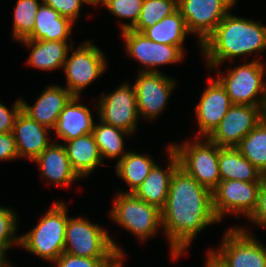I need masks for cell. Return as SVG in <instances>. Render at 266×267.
Segmentation results:
<instances>
[{"label":"cell","instance_id":"obj_1","mask_svg":"<svg viewBox=\"0 0 266 267\" xmlns=\"http://www.w3.org/2000/svg\"><path fill=\"white\" fill-rule=\"evenodd\" d=\"M217 222L220 223L213 212L212 191L178 167L162 208V228L172 258H180L199 232Z\"/></svg>","mask_w":266,"mask_h":267},{"label":"cell","instance_id":"obj_2","mask_svg":"<svg viewBox=\"0 0 266 267\" xmlns=\"http://www.w3.org/2000/svg\"><path fill=\"white\" fill-rule=\"evenodd\" d=\"M201 48L208 68L213 71L226 60L265 51L266 26L229 12Z\"/></svg>","mask_w":266,"mask_h":267},{"label":"cell","instance_id":"obj_3","mask_svg":"<svg viewBox=\"0 0 266 267\" xmlns=\"http://www.w3.org/2000/svg\"><path fill=\"white\" fill-rule=\"evenodd\" d=\"M67 212V205L61 201L54 202L36 226L21 236L20 247L44 260L54 262L64 252L69 217Z\"/></svg>","mask_w":266,"mask_h":267},{"label":"cell","instance_id":"obj_4","mask_svg":"<svg viewBox=\"0 0 266 267\" xmlns=\"http://www.w3.org/2000/svg\"><path fill=\"white\" fill-rule=\"evenodd\" d=\"M203 139L195 137L193 142L186 140L183 144L173 143L171 149L177 154L179 167L212 191L221 180L218 166L221 147L207 137L204 142Z\"/></svg>","mask_w":266,"mask_h":267},{"label":"cell","instance_id":"obj_5","mask_svg":"<svg viewBox=\"0 0 266 267\" xmlns=\"http://www.w3.org/2000/svg\"><path fill=\"white\" fill-rule=\"evenodd\" d=\"M109 215L111 220L140 241L156 235L159 226L162 227V210L140 200L133 193H118Z\"/></svg>","mask_w":266,"mask_h":267},{"label":"cell","instance_id":"obj_6","mask_svg":"<svg viewBox=\"0 0 266 267\" xmlns=\"http://www.w3.org/2000/svg\"><path fill=\"white\" fill-rule=\"evenodd\" d=\"M64 252L84 258H110L123 250L105 228L83 217H68Z\"/></svg>","mask_w":266,"mask_h":267},{"label":"cell","instance_id":"obj_7","mask_svg":"<svg viewBox=\"0 0 266 267\" xmlns=\"http://www.w3.org/2000/svg\"><path fill=\"white\" fill-rule=\"evenodd\" d=\"M266 64L253 59L251 62L220 73L217 79L233 104L266 107ZM225 74V75H224Z\"/></svg>","mask_w":266,"mask_h":267},{"label":"cell","instance_id":"obj_8","mask_svg":"<svg viewBox=\"0 0 266 267\" xmlns=\"http://www.w3.org/2000/svg\"><path fill=\"white\" fill-rule=\"evenodd\" d=\"M65 60L63 70L66 76L65 88L73 95L80 96L82 89L95 82L107 69L104 53L92 41L83 42Z\"/></svg>","mask_w":266,"mask_h":267},{"label":"cell","instance_id":"obj_9","mask_svg":"<svg viewBox=\"0 0 266 267\" xmlns=\"http://www.w3.org/2000/svg\"><path fill=\"white\" fill-rule=\"evenodd\" d=\"M248 231L230 228L223 234L219 249L212 248L227 267H266V247Z\"/></svg>","mask_w":266,"mask_h":267},{"label":"cell","instance_id":"obj_10","mask_svg":"<svg viewBox=\"0 0 266 267\" xmlns=\"http://www.w3.org/2000/svg\"><path fill=\"white\" fill-rule=\"evenodd\" d=\"M260 181L220 180L212 190L213 212L221 221L227 213L248 218L256 208Z\"/></svg>","mask_w":266,"mask_h":267},{"label":"cell","instance_id":"obj_11","mask_svg":"<svg viewBox=\"0 0 266 267\" xmlns=\"http://www.w3.org/2000/svg\"><path fill=\"white\" fill-rule=\"evenodd\" d=\"M237 0H177V9L191 33L198 35L201 44L214 32L218 24L235 7Z\"/></svg>","mask_w":266,"mask_h":267},{"label":"cell","instance_id":"obj_12","mask_svg":"<svg viewBox=\"0 0 266 267\" xmlns=\"http://www.w3.org/2000/svg\"><path fill=\"white\" fill-rule=\"evenodd\" d=\"M99 120L133 135L139 118L134 86L125 82L112 93L103 94L98 102Z\"/></svg>","mask_w":266,"mask_h":267},{"label":"cell","instance_id":"obj_13","mask_svg":"<svg viewBox=\"0 0 266 267\" xmlns=\"http://www.w3.org/2000/svg\"><path fill=\"white\" fill-rule=\"evenodd\" d=\"M265 116L266 107L233 104L207 138L219 147H237Z\"/></svg>","mask_w":266,"mask_h":267},{"label":"cell","instance_id":"obj_14","mask_svg":"<svg viewBox=\"0 0 266 267\" xmlns=\"http://www.w3.org/2000/svg\"><path fill=\"white\" fill-rule=\"evenodd\" d=\"M129 56L144 65L140 72H159L156 67L181 62L184 53L177 47L157 43L132 29L121 31Z\"/></svg>","mask_w":266,"mask_h":267},{"label":"cell","instance_id":"obj_15","mask_svg":"<svg viewBox=\"0 0 266 267\" xmlns=\"http://www.w3.org/2000/svg\"><path fill=\"white\" fill-rule=\"evenodd\" d=\"M175 85V79L173 80L160 71H139L133 84L139 117L152 120L161 114Z\"/></svg>","mask_w":266,"mask_h":267},{"label":"cell","instance_id":"obj_16","mask_svg":"<svg viewBox=\"0 0 266 267\" xmlns=\"http://www.w3.org/2000/svg\"><path fill=\"white\" fill-rule=\"evenodd\" d=\"M210 81L209 86L204 89L200 101L196 104L195 110L200 133L196 134V137H208L233 105L221 82L217 78Z\"/></svg>","mask_w":266,"mask_h":267},{"label":"cell","instance_id":"obj_17","mask_svg":"<svg viewBox=\"0 0 266 267\" xmlns=\"http://www.w3.org/2000/svg\"><path fill=\"white\" fill-rule=\"evenodd\" d=\"M72 97L73 95L65 87L51 85L46 87L33 106L21 99V111L39 124L53 130L59 114Z\"/></svg>","mask_w":266,"mask_h":267},{"label":"cell","instance_id":"obj_18","mask_svg":"<svg viewBox=\"0 0 266 267\" xmlns=\"http://www.w3.org/2000/svg\"><path fill=\"white\" fill-rule=\"evenodd\" d=\"M49 129L21 111L12 130L19 158H37L52 143L47 136L51 131Z\"/></svg>","mask_w":266,"mask_h":267},{"label":"cell","instance_id":"obj_19","mask_svg":"<svg viewBox=\"0 0 266 267\" xmlns=\"http://www.w3.org/2000/svg\"><path fill=\"white\" fill-rule=\"evenodd\" d=\"M168 156L170 161L167 169L155 164L143 183L133 192L140 200L161 210L166 204L172 174L179 167L177 154L171 149V145H168Z\"/></svg>","mask_w":266,"mask_h":267},{"label":"cell","instance_id":"obj_20","mask_svg":"<svg viewBox=\"0 0 266 267\" xmlns=\"http://www.w3.org/2000/svg\"><path fill=\"white\" fill-rule=\"evenodd\" d=\"M33 161L39 165L42 177L53 185L66 187L81 179L70 164L64 144L51 143Z\"/></svg>","mask_w":266,"mask_h":267},{"label":"cell","instance_id":"obj_21","mask_svg":"<svg viewBox=\"0 0 266 267\" xmlns=\"http://www.w3.org/2000/svg\"><path fill=\"white\" fill-rule=\"evenodd\" d=\"M81 96H73L61 111L53 129L59 139L70 141L93 132L94 121L91 111L79 104Z\"/></svg>","mask_w":266,"mask_h":267},{"label":"cell","instance_id":"obj_22","mask_svg":"<svg viewBox=\"0 0 266 267\" xmlns=\"http://www.w3.org/2000/svg\"><path fill=\"white\" fill-rule=\"evenodd\" d=\"M28 48H32L27 64L39 70L52 71L57 68H63L67 54L70 52L74 42L71 41H45V40H28L20 41ZM70 46V47H69Z\"/></svg>","mask_w":266,"mask_h":267},{"label":"cell","instance_id":"obj_23","mask_svg":"<svg viewBox=\"0 0 266 267\" xmlns=\"http://www.w3.org/2000/svg\"><path fill=\"white\" fill-rule=\"evenodd\" d=\"M65 144L70 164L80 178L89 177L98 165H103L93 133L65 141Z\"/></svg>","mask_w":266,"mask_h":267},{"label":"cell","instance_id":"obj_24","mask_svg":"<svg viewBox=\"0 0 266 267\" xmlns=\"http://www.w3.org/2000/svg\"><path fill=\"white\" fill-rule=\"evenodd\" d=\"M73 23L42 2L36 13L33 32L27 39L67 41L71 35Z\"/></svg>","mask_w":266,"mask_h":267},{"label":"cell","instance_id":"obj_25","mask_svg":"<svg viewBox=\"0 0 266 267\" xmlns=\"http://www.w3.org/2000/svg\"><path fill=\"white\" fill-rule=\"evenodd\" d=\"M218 166L221 180L261 181L263 173L251 164L236 147H221Z\"/></svg>","mask_w":266,"mask_h":267},{"label":"cell","instance_id":"obj_26","mask_svg":"<svg viewBox=\"0 0 266 267\" xmlns=\"http://www.w3.org/2000/svg\"><path fill=\"white\" fill-rule=\"evenodd\" d=\"M148 39L157 43L177 46L183 53L185 37L189 32L186 21L177 9L153 26L142 32Z\"/></svg>","mask_w":266,"mask_h":267},{"label":"cell","instance_id":"obj_27","mask_svg":"<svg viewBox=\"0 0 266 267\" xmlns=\"http://www.w3.org/2000/svg\"><path fill=\"white\" fill-rule=\"evenodd\" d=\"M156 162L151 156L141 155L134 151H128L120 161L116 163L117 176L126 181L129 190L122 193H133L145 180Z\"/></svg>","mask_w":266,"mask_h":267},{"label":"cell","instance_id":"obj_28","mask_svg":"<svg viewBox=\"0 0 266 267\" xmlns=\"http://www.w3.org/2000/svg\"><path fill=\"white\" fill-rule=\"evenodd\" d=\"M92 133L103 161L105 158H118V161H120L123 156L128 153V151L126 152L124 150V136L130 133L125 130L100 121V123L94 124Z\"/></svg>","mask_w":266,"mask_h":267},{"label":"cell","instance_id":"obj_29","mask_svg":"<svg viewBox=\"0 0 266 267\" xmlns=\"http://www.w3.org/2000/svg\"><path fill=\"white\" fill-rule=\"evenodd\" d=\"M263 175H266V116L236 147Z\"/></svg>","mask_w":266,"mask_h":267},{"label":"cell","instance_id":"obj_30","mask_svg":"<svg viewBox=\"0 0 266 267\" xmlns=\"http://www.w3.org/2000/svg\"><path fill=\"white\" fill-rule=\"evenodd\" d=\"M42 0H17L14 21L12 29V37L17 41L27 39L33 32L35 25V17Z\"/></svg>","mask_w":266,"mask_h":267},{"label":"cell","instance_id":"obj_31","mask_svg":"<svg viewBox=\"0 0 266 267\" xmlns=\"http://www.w3.org/2000/svg\"><path fill=\"white\" fill-rule=\"evenodd\" d=\"M177 10V0H143L142 9L132 30L142 33Z\"/></svg>","mask_w":266,"mask_h":267},{"label":"cell","instance_id":"obj_32","mask_svg":"<svg viewBox=\"0 0 266 267\" xmlns=\"http://www.w3.org/2000/svg\"><path fill=\"white\" fill-rule=\"evenodd\" d=\"M143 0H107L105 8L120 19H129L130 23H120L121 30L132 29L139 18Z\"/></svg>","mask_w":266,"mask_h":267},{"label":"cell","instance_id":"obj_33","mask_svg":"<svg viewBox=\"0 0 266 267\" xmlns=\"http://www.w3.org/2000/svg\"><path fill=\"white\" fill-rule=\"evenodd\" d=\"M18 214L9 207L0 206V247L7 252L14 244L21 245V236H17Z\"/></svg>","mask_w":266,"mask_h":267},{"label":"cell","instance_id":"obj_34","mask_svg":"<svg viewBox=\"0 0 266 267\" xmlns=\"http://www.w3.org/2000/svg\"><path fill=\"white\" fill-rule=\"evenodd\" d=\"M42 2L72 22L79 18L83 5L81 0H42Z\"/></svg>","mask_w":266,"mask_h":267},{"label":"cell","instance_id":"obj_35","mask_svg":"<svg viewBox=\"0 0 266 267\" xmlns=\"http://www.w3.org/2000/svg\"><path fill=\"white\" fill-rule=\"evenodd\" d=\"M109 258H84L63 252L55 261L56 267H100Z\"/></svg>","mask_w":266,"mask_h":267},{"label":"cell","instance_id":"obj_36","mask_svg":"<svg viewBox=\"0 0 266 267\" xmlns=\"http://www.w3.org/2000/svg\"><path fill=\"white\" fill-rule=\"evenodd\" d=\"M248 219L259 227H266V175L261 178L257 205Z\"/></svg>","mask_w":266,"mask_h":267},{"label":"cell","instance_id":"obj_37","mask_svg":"<svg viewBox=\"0 0 266 267\" xmlns=\"http://www.w3.org/2000/svg\"><path fill=\"white\" fill-rule=\"evenodd\" d=\"M12 107L10 110L0 102V133L12 132L15 119L21 112V99L16 100Z\"/></svg>","mask_w":266,"mask_h":267},{"label":"cell","instance_id":"obj_38","mask_svg":"<svg viewBox=\"0 0 266 267\" xmlns=\"http://www.w3.org/2000/svg\"><path fill=\"white\" fill-rule=\"evenodd\" d=\"M19 158L12 132L0 133V161Z\"/></svg>","mask_w":266,"mask_h":267},{"label":"cell","instance_id":"obj_39","mask_svg":"<svg viewBox=\"0 0 266 267\" xmlns=\"http://www.w3.org/2000/svg\"><path fill=\"white\" fill-rule=\"evenodd\" d=\"M124 252H115L107 261L103 262L100 267H122Z\"/></svg>","mask_w":266,"mask_h":267},{"label":"cell","instance_id":"obj_40","mask_svg":"<svg viewBox=\"0 0 266 267\" xmlns=\"http://www.w3.org/2000/svg\"><path fill=\"white\" fill-rule=\"evenodd\" d=\"M205 267H227L225 263L210 249L206 257Z\"/></svg>","mask_w":266,"mask_h":267},{"label":"cell","instance_id":"obj_41","mask_svg":"<svg viewBox=\"0 0 266 267\" xmlns=\"http://www.w3.org/2000/svg\"><path fill=\"white\" fill-rule=\"evenodd\" d=\"M5 254L6 252L0 247V267H13V265H10V262L8 263L4 259L6 258Z\"/></svg>","mask_w":266,"mask_h":267},{"label":"cell","instance_id":"obj_42","mask_svg":"<svg viewBox=\"0 0 266 267\" xmlns=\"http://www.w3.org/2000/svg\"><path fill=\"white\" fill-rule=\"evenodd\" d=\"M81 1L83 4L85 3L93 6L103 4V6H105L107 0H81Z\"/></svg>","mask_w":266,"mask_h":267}]
</instances>
